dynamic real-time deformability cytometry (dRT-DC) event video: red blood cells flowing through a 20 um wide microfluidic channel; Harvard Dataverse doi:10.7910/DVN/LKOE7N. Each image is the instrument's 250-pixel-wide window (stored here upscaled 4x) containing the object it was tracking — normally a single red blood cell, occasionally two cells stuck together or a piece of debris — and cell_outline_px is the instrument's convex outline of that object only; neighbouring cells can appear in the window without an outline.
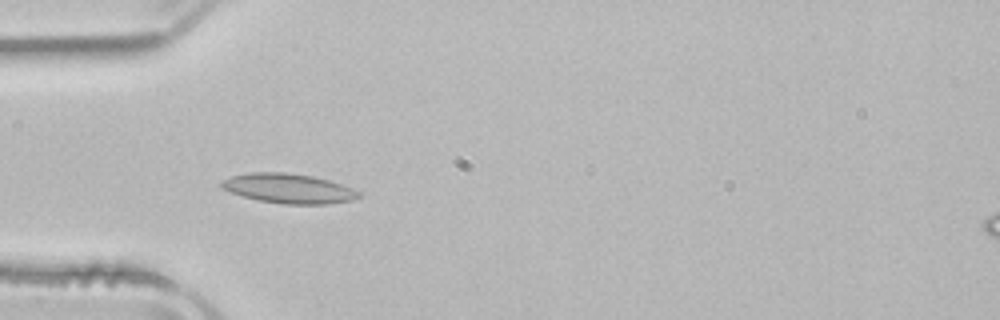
{"species": "common noctule bat (a hibernating species)", "species_latin": "Nyctalus noctula", "temperature_condition": "room temperature", "stored_images_in_passage": 37, "camera_frame_rate_fps": 3000, "um_per_image_px": 0.085, "animal": {"sex": "male", "body_mass_g": 21.5, "forearm_length_mm": 52.0}, "frame": {"image": 1, "passage_image": 1, "time_ms": 0.0, "image_size_px": [1000, 320], "cell_outline_px": [[360, 196], [352, 200], [328, 204], [284, 204], [260, 200], [244, 196], [220, 188], [220, 180], [232, 176], [248, 172], [284, 172], [312, 176], [328, 180], [352, 188], [360, 192]], "centroid_in_image_um": [24.51, 16.01], "position_along_channel_um": 60.5, "area_um2": 23.58}}
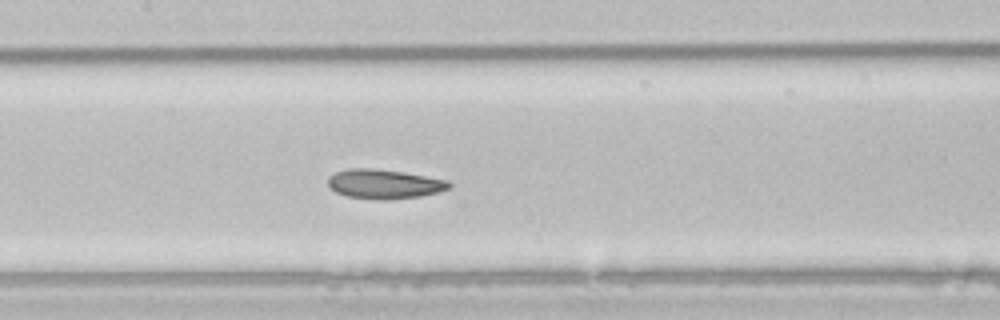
{"frame": {"image": 2, "passage_image": 10, "time_ms": 3.0, "image_size_px": [1000, 320], "cell_outline_px": [[452, 184], [448, 188], [436, 192], [420, 196], [388, 200], [376, 200], [348, 196], [336, 192], [328, 184], [328, 176], [336, 172], [348, 168], [376, 168], [404, 172], [448, 180]], "centroid_in_image_um": [32.64, 15.63], "position_along_channel_um": 174.8, "area_um2": 20.75}}
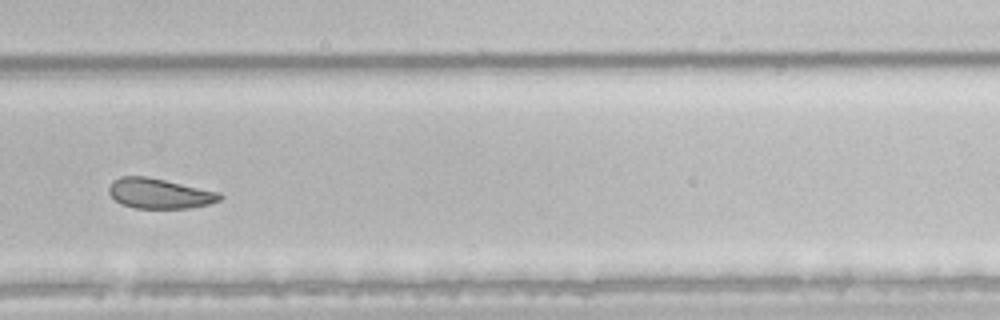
{"frame": {"image": 3, "passage_image": 21, "time_ms": 6.667, "image_size_px": [1000, 320], "cell_outline_px": [[224, 196], [220, 200], [208, 204], [188, 208], [136, 208], [120, 204], [108, 192], [108, 188], [112, 180], [120, 176], [144, 176], [164, 180], [220, 192]], "centroid_in_image_um": [13.53, 16.44], "position_along_channel_um": 316.3, "area_um2": 19.42}, "authors_computed_cell_mechanics": {"area_um2": 20.7502, "velocity_mm_per_s": 3.8754, "shape_relaxation_time_tau1_ms": 3.9374, "shape_relaxation_time_tau2_ms": 3.0458, "deformation_change_tau1": 0.0862, "deformation_change_tau2": 0.0774}}